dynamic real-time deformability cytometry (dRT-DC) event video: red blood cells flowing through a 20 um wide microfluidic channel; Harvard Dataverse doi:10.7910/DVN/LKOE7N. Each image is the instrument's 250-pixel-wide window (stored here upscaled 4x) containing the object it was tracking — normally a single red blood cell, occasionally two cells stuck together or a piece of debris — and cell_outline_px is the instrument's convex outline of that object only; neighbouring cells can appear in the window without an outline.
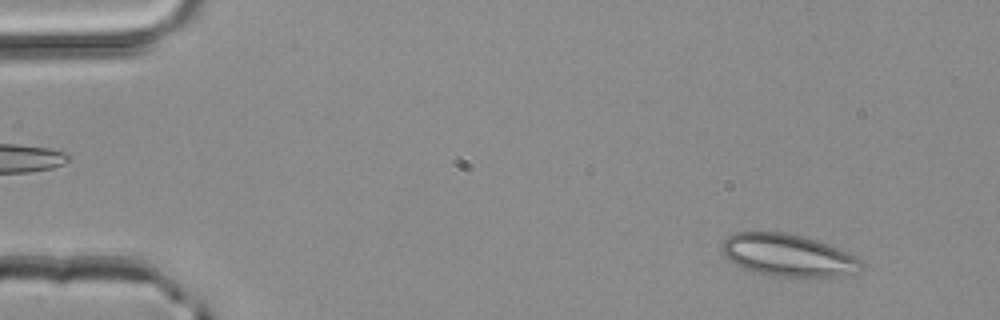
{"species": "common noctule bat (a hibernating species)", "species_latin": "Nyctalus noctula", "temperature_condition": "room temperature", "stored_images_in_passage": 3, "camera_frame_rate_fps": 3000, "um_per_image_px": 0.085, "animal": {"sex": "male", "body_mass_g": 20.4}, "frame": {"image": 1, "passage_image": 1, "time_ms": 0.0, "image_size_px": [1000, 320], "cell_outline_px": [[864, 264], [840, 276], [772, 276], [756, 272], [744, 268], [728, 260], [720, 252], [724, 240], [732, 232], [788, 232], [816, 240], [828, 244], [856, 256]], "centroid_in_image_um": [66.89, 21.67], "position_along_channel_um": 18.1, "area_um2": 33.87}}